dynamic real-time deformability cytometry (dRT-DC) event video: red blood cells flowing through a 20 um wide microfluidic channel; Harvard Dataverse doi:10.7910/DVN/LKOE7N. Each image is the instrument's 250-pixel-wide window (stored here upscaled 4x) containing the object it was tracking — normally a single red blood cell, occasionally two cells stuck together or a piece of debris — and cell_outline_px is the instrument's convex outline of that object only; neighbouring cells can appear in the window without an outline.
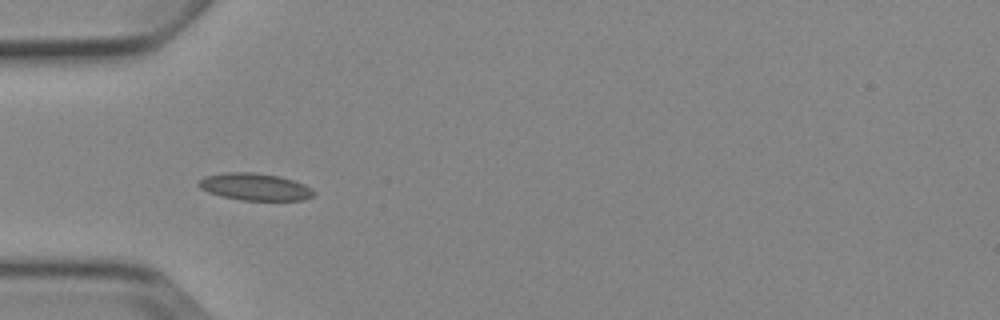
{"species": "Egyptian fruit bat (a non-hibernating species)", "species_latin": "Rousettus aegyptiacus", "temperature_condition": "cold", "stored_images_in_passage": 5, "camera_frame_rate_fps": 3000, "um_per_image_px": 0.085, "animal": {"sex": "female"}, "frame": {"image": 1, "passage_image": 4, "time_ms": 3.667, "image_size_px": [1000, 320], "cell_outline_px": [[316, 192], [312, 196], [304, 200], [240, 200], [220, 196], [208, 192], [200, 188], [196, 184], [204, 176], [224, 172], [252, 172], [280, 176], [304, 184], [312, 188]], "centroid_in_image_um": [21.65, 15.88], "position_along_channel_um": 63.3, "area_um2": 18.32}}
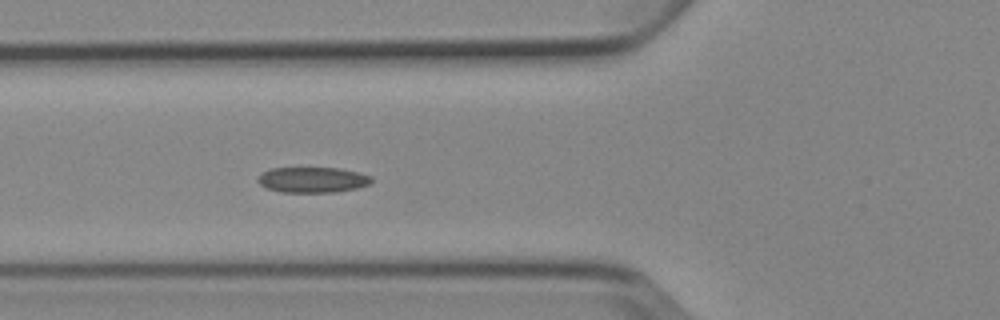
{"frame": {"image": 2, "passage_image": 5, "time_ms": 4.667, "image_size_px": [1000, 320], "cell_outline_px": [[372, 184], [356, 188], [336, 192], [280, 192], [268, 188], [260, 184], [256, 180], [260, 172], [272, 168], [340, 168], [372, 176]], "centroid_in_image_um": [26.56, 15.28], "position_along_channel_um": 99.2, "area_um2": 16.99}}